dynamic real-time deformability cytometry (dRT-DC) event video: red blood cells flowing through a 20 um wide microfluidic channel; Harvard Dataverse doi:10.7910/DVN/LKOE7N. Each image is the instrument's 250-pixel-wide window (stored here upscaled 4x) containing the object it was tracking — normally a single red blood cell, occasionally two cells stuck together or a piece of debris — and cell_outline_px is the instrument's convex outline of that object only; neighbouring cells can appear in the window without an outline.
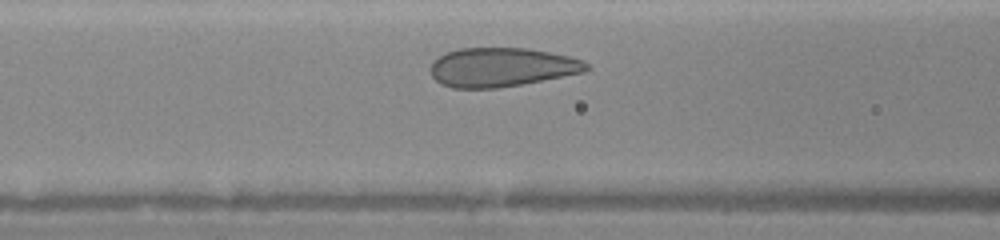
{"species": "human", "species_latin": "Homo sapiens", "temperature_condition": "warm", "stored_images_in_passage": 24, "camera_frame_rate_fps": 3000, "um_per_image_px": 0.085, "donor": {"sex": "female"}, "frame": {"image": 1, "passage_image": 6, "time_ms": 1.667, "image_size_px": [1000, 240], "cell_outline_px": [[588, 68], [584, 72], [520, 84], [496, 88], [452, 88], [440, 84], [432, 76], [432, 64], [440, 56], [448, 52], [460, 48], [528, 48], [568, 56], [584, 60], [588, 64]], "centroid_in_image_um": [42.64, 5.71], "position_along_channel_um": 124.0, "area_um2": 35.03}}
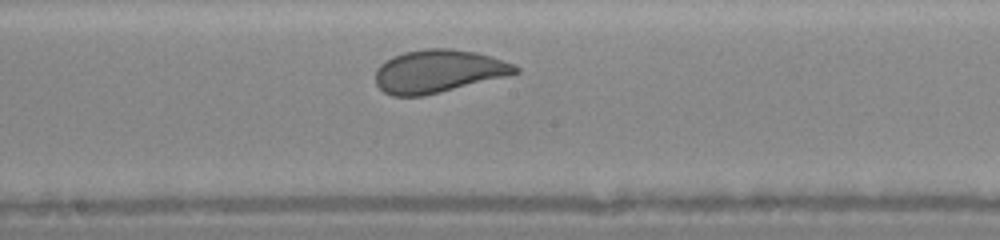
{"frame": {"image": 2, "passage_image": 12, "time_ms": 3.667, "image_size_px": [1000, 240], "cell_outline_px": [[520, 72], [508, 76], [424, 96], [392, 96], [384, 92], [376, 84], [376, 68], [380, 64], [392, 56], [404, 52], [424, 48], [452, 48], [476, 52], [492, 56], [516, 64], [520, 68]], "centroid_in_image_um": [37.28, 6.05], "position_along_channel_um": 210.9, "area_um2": 35.37}}
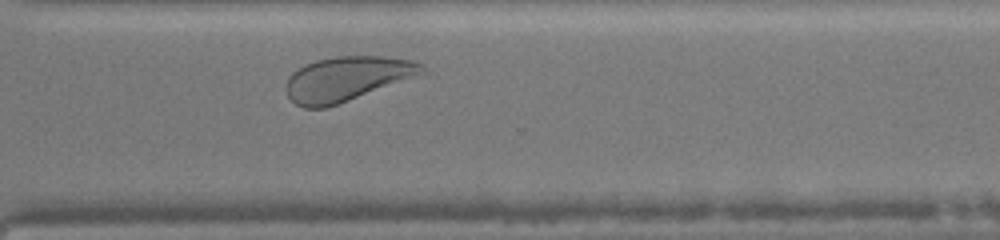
{"frame": {"image": 3, "passage_image": 21, "time_ms": 6.667, "image_size_px": [1000, 240], "cell_outline_px": [[428, 72], [348, 100], [324, 108], [304, 108], [296, 104], [288, 96], [288, 76], [292, 72], [304, 64], [316, 60], [336, 56], [380, 56], [412, 60], [424, 64]], "centroid_in_image_um": [29.5, 6.67], "position_along_channel_um": 341.1, "area_um2": 34.91}}